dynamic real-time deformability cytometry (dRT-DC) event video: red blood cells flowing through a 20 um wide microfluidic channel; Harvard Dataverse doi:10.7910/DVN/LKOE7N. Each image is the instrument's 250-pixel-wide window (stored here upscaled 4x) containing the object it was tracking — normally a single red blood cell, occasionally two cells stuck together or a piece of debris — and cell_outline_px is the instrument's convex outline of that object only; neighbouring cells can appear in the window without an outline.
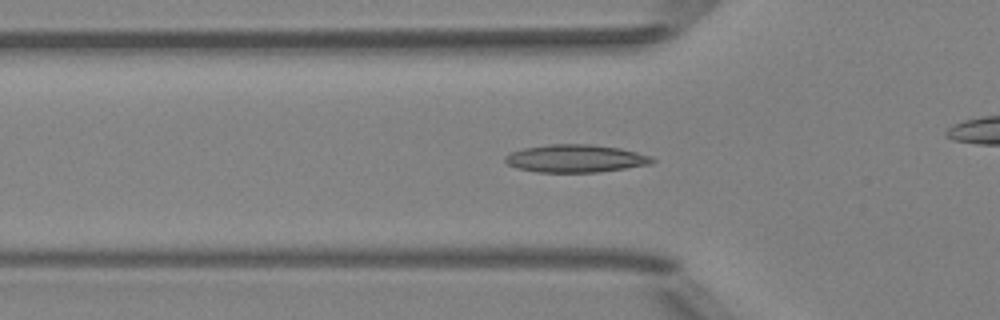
{"species": "Egyptian fruit bat (a non-hibernating species)", "species_latin": "Rousettus aegyptiacus", "temperature_condition": "room temperature", "stored_images_in_passage": 53, "camera_frame_rate_fps": 3000, "um_per_image_px": 0.085, "animal": {"sex": "female"}, "frame": {"image": 1, "passage_image": 18, "time_ms": 5.667, "image_size_px": [1000, 320], "cell_outline_px": [[656, 160], [652, 164], [600, 172], [536, 172], [516, 168], [508, 164], [504, 160], [504, 156], [512, 152], [524, 148], [548, 144], [592, 144], [620, 148], [652, 156]], "centroid_in_image_um": [48.94, 13.47], "position_along_channel_um": 76.9, "area_um2": 23.93}}
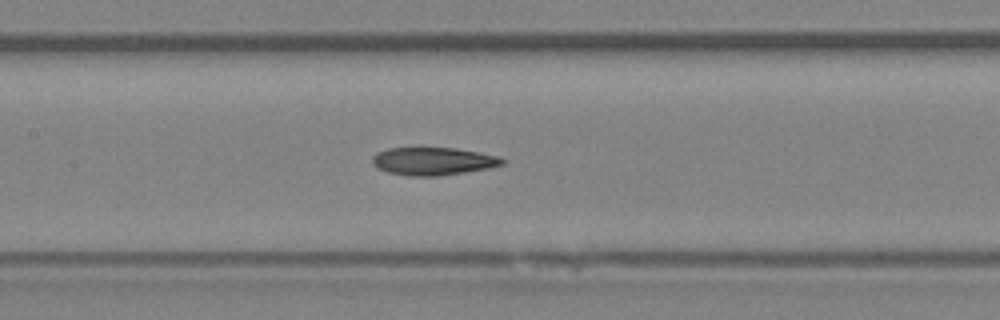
{"frame": {"image": 2, "passage_image": 25, "time_ms": 8.0, "image_size_px": [1000, 320], "cell_outline_px": [[508, 160], [504, 164], [488, 168], [440, 176], [408, 176], [388, 172], [372, 164], [372, 156], [376, 152], [388, 148], [456, 148], [500, 156]], "centroid_in_image_um": [36.84, 13.7], "position_along_channel_um": 170.6, "area_um2": 21.15}}
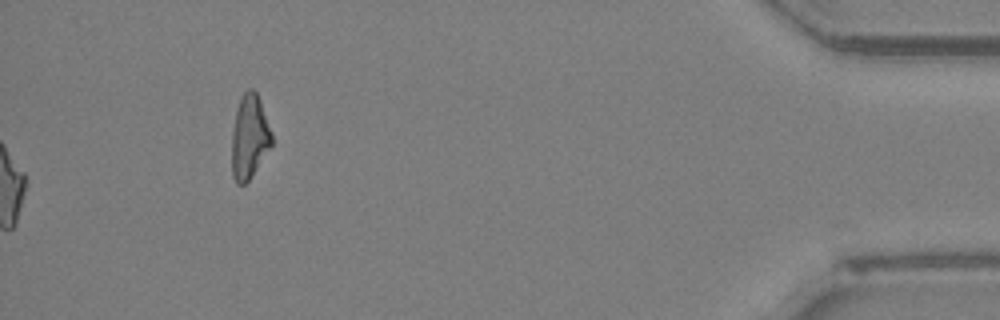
{"frame": {"image": 3, "passage_image": 53, "time_ms": 17.333, "image_size_px": [1000, 320], "cell_outline_px": [[272, 144], [248, 180], [244, 184], [236, 184], [232, 176], [232, 132], [236, 108], [244, 92], [248, 88], [252, 88], [256, 92], [260, 100], [272, 132]], "centroid_in_image_um": [21.19, 11.61], "position_along_channel_um": 414.0, "area_um2": 19.36}, "authors_computed_cell_mechanics": {"area_um2": 21.5016, "velocity_mm_per_s": 4.0157, "shape_relaxation_time_tau1_ms": null, "shape_relaxation_time_tau2_ms": 7.7198, "deformation_change_tau1": null, "deformation_change_tau2": 0.165}}